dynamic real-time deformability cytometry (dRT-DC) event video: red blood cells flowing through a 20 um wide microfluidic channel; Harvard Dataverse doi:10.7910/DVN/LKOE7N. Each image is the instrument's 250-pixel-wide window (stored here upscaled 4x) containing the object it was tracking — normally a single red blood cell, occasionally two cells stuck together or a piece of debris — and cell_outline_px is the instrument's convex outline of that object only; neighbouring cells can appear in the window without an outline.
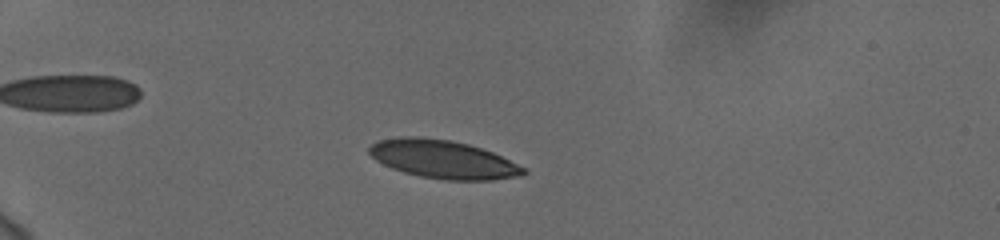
{"species": "human", "species_latin": "Homo sapiens", "temperature_condition": "cold", "stored_images_in_passage": 52, "camera_frame_rate_fps": 3000, "um_per_image_px": 0.085, "donor": {"sex": "female"}, "frame": {"image": 1, "passage_image": 12, "time_ms": 3.667, "image_size_px": [1000, 240], "cell_outline_px": [[528, 172], [520, 176], [492, 180], [444, 180], [420, 176], [404, 172], [392, 168], [376, 160], [368, 152], [368, 148], [372, 144], [380, 140], [404, 136], [416, 136], [448, 140], [468, 144], [492, 152], [528, 168]], "centroid_in_image_um": [37.7, 13.55], "position_along_channel_um": 47.3, "area_um2": 34.33}}
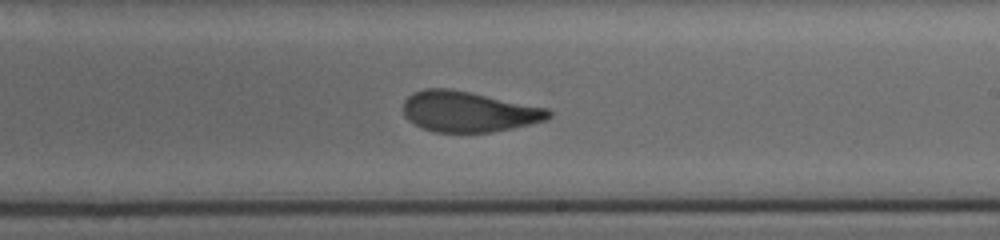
{"frame": {"image": 2, "passage_image": 32, "time_ms": 10.333, "image_size_px": [1000, 240], "cell_outline_px": [[552, 116], [544, 120], [512, 128], [492, 132], [436, 132], [424, 128], [408, 120], [404, 116], [404, 100], [412, 92], [424, 88], [448, 88], [548, 108], [552, 112]], "centroid_in_image_um": [39.8, 9.48], "position_along_channel_um": 249.2, "area_um2": 34.1}}
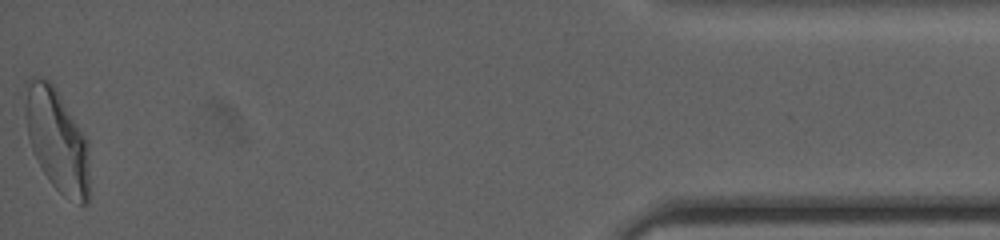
{"frame": {"image": 3, "passage_image": 52, "time_ms": 17.0, "image_size_px": [1000, 240], "cell_outline_px": [[88, 204], [80, 204], [64, 196], [52, 184], [44, 172], [32, 148], [28, 136], [24, 112], [24, 84], [32, 76], [40, 76], [48, 80], [56, 88], [88, 140]], "centroid_in_image_um": [4.82, 11.84], "position_along_channel_um": 430.4, "area_um2": 38.49}, "authors_computed_cell_mechanics": {"area_um2": 34.7956, "velocity_mm_per_s": 3.7524, "shape_relaxation_time_tau1_ms": 5.4822, "shape_relaxation_time_tau2_ms": 1.2544, "deformation_change_tau1": 0.17, "deformation_change_tau2": 0.0699}}